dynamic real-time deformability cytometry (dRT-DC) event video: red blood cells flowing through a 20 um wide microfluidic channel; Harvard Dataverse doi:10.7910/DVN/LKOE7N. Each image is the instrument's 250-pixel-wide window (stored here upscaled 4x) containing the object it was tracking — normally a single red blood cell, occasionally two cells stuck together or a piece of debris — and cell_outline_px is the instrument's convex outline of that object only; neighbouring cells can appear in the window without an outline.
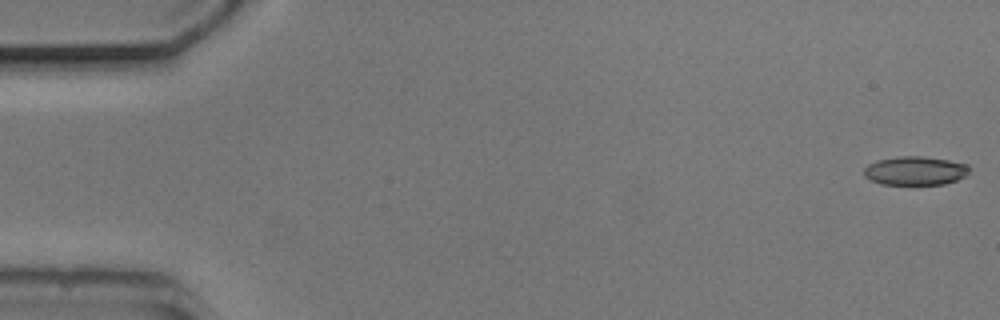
{"species": "common noctule bat (a hibernating species)", "species_latin": "Nyctalus noctula", "temperature_condition": "cold", "stored_images_in_passage": 12, "camera_frame_rate_fps": 3000, "um_per_image_px": 0.085, "animal": {"sex": "male", "body_mass_g": 20.5, "forearm_length_mm": 52.5}, "frame": {"image": 1, "passage_image": 1, "time_ms": 0.0, "image_size_px": [1000, 320], "cell_outline_px": [[968, 172], [964, 176], [956, 180], [944, 184], [880, 184], [864, 176], [864, 168], [868, 164], [876, 160], [896, 156], [920, 156], [948, 160], [968, 164]], "centroid_in_image_um": [77.76, 14.5], "position_along_channel_um": 7.2, "area_um2": 17.57}}